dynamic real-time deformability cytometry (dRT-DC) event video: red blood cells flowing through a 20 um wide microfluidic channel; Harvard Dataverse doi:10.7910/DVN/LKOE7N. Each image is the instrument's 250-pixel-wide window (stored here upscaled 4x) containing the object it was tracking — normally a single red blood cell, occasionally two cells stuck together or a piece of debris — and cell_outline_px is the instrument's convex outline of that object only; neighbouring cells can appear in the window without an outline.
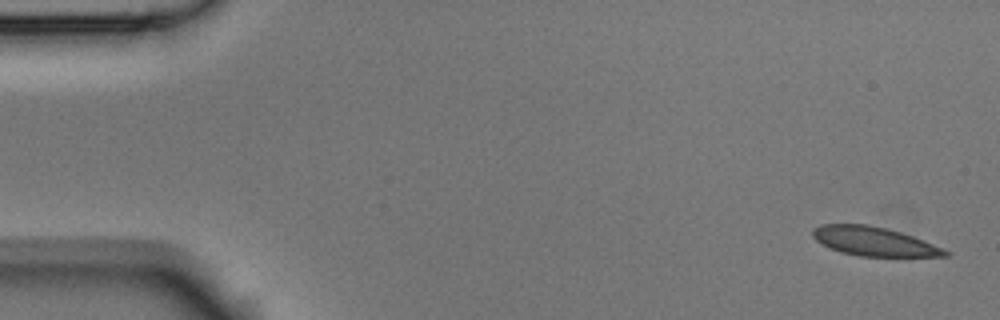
{"species": "Egyptian fruit bat (a non-hibernating species)", "species_latin": "Rousettus aegyptiacus", "temperature_condition": "room temperature", "stored_images_in_passage": 6, "camera_frame_rate_fps": 3000, "um_per_image_px": 0.085, "animal": {"sex": "male"}, "frame": {"image": 1, "passage_image": 1, "time_ms": 0.0, "image_size_px": [1000, 320], "cell_outline_px": [[948, 256], [860, 256], [840, 252], [828, 248], [816, 240], [812, 236], [812, 228], [820, 224], [868, 224], [900, 232], [924, 240], [944, 248], [948, 252]], "centroid_in_image_um": [74.23, 20.51], "position_along_channel_um": 10.8, "area_um2": 22.31}}
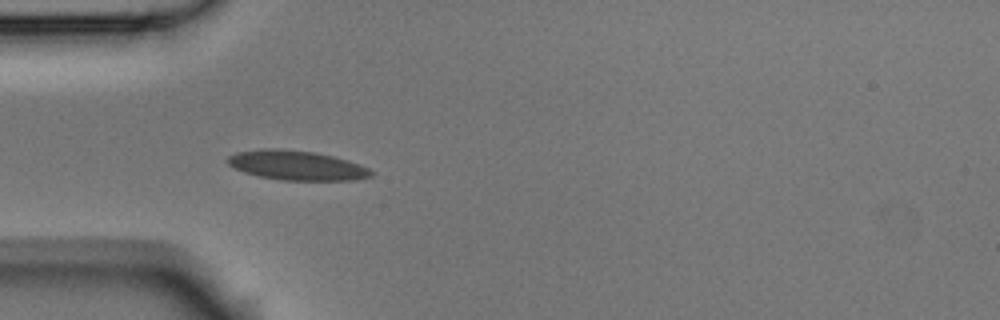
{"frame": {"image": 2, "passage_image": 5, "time_ms": 1.333, "image_size_px": [1000, 320], "cell_outline_px": [[376, 172], [372, 176], [356, 180], [280, 180], [260, 176], [244, 172], [228, 164], [228, 156], [236, 152], [264, 148], [276, 148], [316, 152], [348, 160], [360, 164]], "centroid_in_image_um": [25.26, 14.05], "position_along_channel_um": 59.7, "area_um2": 24.74}}
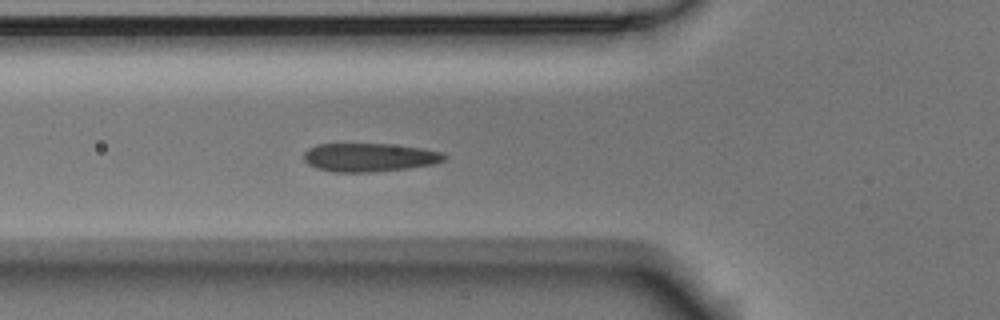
{"frame": {"image": 3, "passage_image": 6, "time_ms": 1.667, "image_size_px": [1000, 320], "cell_outline_px": [[448, 156], [444, 160], [436, 164], [408, 168], [372, 172], [332, 172], [316, 168], [308, 164], [304, 160], [304, 152], [308, 148], [316, 144], [388, 144], [420, 148], [440, 152]], "centroid_in_image_um": [31.37, 13.38], "position_along_channel_um": 94.4, "area_um2": 23.35}}